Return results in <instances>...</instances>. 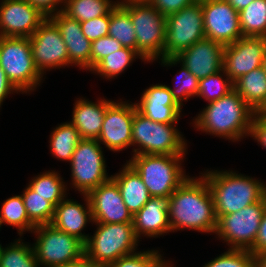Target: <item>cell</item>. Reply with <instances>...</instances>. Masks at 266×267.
<instances>
[{
  "mask_svg": "<svg viewBox=\"0 0 266 267\" xmlns=\"http://www.w3.org/2000/svg\"><path fill=\"white\" fill-rule=\"evenodd\" d=\"M169 222L171 233L192 230L213 234L217 218L206 179L199 175L188 176L174 191L169 201Z\"/></svg>",
  "mask_w": 266,
  "mask_h": 267,
  "instance_id": "6da1fadb",
  "label": "cell"
},
{
  "mask_svg": "<svg viewBox=\"0 0 266 267\" xmlns=\"http://www.w3.org/2000/svg\"><path fill=\"white\" fill-rule=\"evenodd\" d=\"M201 110L191 123L197 131L231 142L249 137L255 112L234 89Z\"/></svg>",
  "mask_w": 266,
  "mask_h": 267,
  "instance_id": "7a4b0ae2",
  "label": "cell"
},
{
  "mask_svg": "<svg viewBox=\"0 0 266 267\" xmlns=\"http://www.w3.org/2000/svg\"><path fill=\"white\" fill-rule=\"evenodd\" d=\"M233 170H207L201 174L213 198L215 215H229L261 201L266 196V183Z\"/></svg>",
  "mask_w": 266,
  "mask_h": 267,
  "instance_id": "3957f363",
  "label": "cell"
},
{
  "mask_svg": "<svg viewBox=\"0 0 266 267\" xmlns=\"http://www.w3.org/2000/svg\"><path fill=\"white\" fill-rule=\"evenodd\" d=\"M184 157L186 154H140L126 161L140 175L151 197H170L189 176L183 168Z\"/></svg>",
  "mask_w": 266,
  "mask_h": 267,
  "instance_id": "277c9868",
  "label": "cell"
},
{
  "mask_svg": "<svg viewBox=\"0 0 266 267\" xmlns=\"http://www.w3.org/2000/svg\"><path fill=\"white\" fill-rule=\"evenodd\" d=\"M85 243V256L98 267L113 264L120 257L137 252L138 243L133 223H98Z\"/></svg>",
  "mask_w": 266,
  "mask_h": 267,
  "instance_id": "5b68a950",
  "label": "cell"
},
{
  "mask_svg": "<svg viewBox=\"0 0 266 267\" xmlns=\"http://www.w3.org/2000/svg\"><path fill=\"white\" fill-rule=\"evenodd\" d=\"M131 132L132 155L188 153L187 139L178 129V125L154 122L139 113L136 106Z\"/></svg>",
  "mask_w": 266,
  "mask_h": 267,
  "instance_id": "8992f818",
  "label": "cell"
},
{
  "mask_svg": "<svg viewBox=\"0 0 266 267\" xmlns=\"http://www.w3.org/2000/svg\"><path fill=\"white\" fill-rule=\"evenodd\" d=\"M0 67L21 94H31L44 81L34 64L29 37L0 36Z\"/></svg>",
  "mask_w": 266,
  "mask_h": 267,
  "instance_id": "52a82bcc",
  "label": "cell"
},
{
  "mask_svg": "<svg viewBox=\"0 0 266 267\" xmlns=\"http://www.w3.org/2000/svg\"><path fill=\"white\" fill-rule=\"evenodd\" d=\"M130 14L137 40V52L148 63L163 58L166 41V17L148 1L122 5Z\"/></svg>",
  "mask_w": 266,
  "mask_h": 267,
  "instance_id": "ba28073f",
  "label": "cell"
},
{
  "mask_svg": "<svg viewBox=\"0 0 266 267\" xmlns=\"http://www.w3.org/2000/svg\"><path fill=\"white\" fill-rule=\"evenodd\" d=\"M32 244L39 267L65 266L85 255V243L55 228L52 224L36 226Z\"/></svg>",
  "mask_w": 266,
  "mask_h": 267,
  "instance_id": "9c48e42d",
  "label": "cell"
},
{
  "mask_svg": "<svg viewBox=\"0 0 266 267\" xmlns=\"http://www.w3.org/2000/svg\"><path fill=\"white\" fill-rule=\"evenodd\" d=\"M101 144L96 139H81L69 163L71 170L70 187L81 195H88L110 180L107 173L106 158Z\"/></svg>",
  "mask_w": 266,
  "mask_h": 267,
  "instance_id": "30bf717a",
  "label": "cell"
},
{
  "mask_svg": "<svg viewBox=\"0 0 266 267\" xmlns=\"http://www.w3.org/2000/svg\"><path fill=\"white\" fill-rule=\"evenodd\" d=\"M266 209V196L235 213L220 216L214 235L229 249L250 250L254 246Z\"/></svg>",
  "mask_w": 266,
  "mask_h": 267,
  "instance_id": "8fae6325",
  "label": "cell"
},
{
  "mask_svg": "<svg viewBox=\"0 0 266 267\" xmlns=\"http://www.w3.org/2000/svg\"><path fill=\"white\" fill-rule=\"evenodd\" d=\"M205 38L200 0L166 17V41L163 58L176 57Z\"/></svg>",
  "mask_w": 266,
  "mask_h": 267,
  "instance_id": "7c38bea8",
  "label": "cell"
},
{
  "mask_svg": "<svg viewBox=\"0 0 266 267\" xmlns=\"http://www.w3.org/2000/svg\"><path fill=\"white\" fill-rule=\"evenodd\" d=\"M29 39L34 64L42 76L46 71L69 67L67 47L59 28L49 17Z\"/></svg>",
  "mask_w": 266,
  "mask_h": 267,
  "instance_id": "4fadbf2b",
  "label": "cell"
},
{
  "mask_svg": "<svg viewBox=\"0 0 266 267\" xmlns=\"http://www.w3.org/2000/svg\"><path fill=\"white\" fill-rule=\"evenodd\" d=\"M135 114V104L122 100L113 101L107 108L101 133L97 141L104 148L119 152L132 147V123Z\"/></svg>",
  "mask_w": 266,
  "mask_h": 267,
  "instance_id": "5bb4252c",
  "label": "cell"
},
{
  "mask_svg": "<svg viewBox=\"0 0 266 267\" xmlns=\"http://www.w3.org/2000/svg\"><path fill=\"white\" fill-rule=\"evenodd\" d=\"M205 38L228 45L241 38L239 12L226 0H200Z\"/></svg>",
  "mask_w": 266,
  "mask_h": 267,
  "instance_id": "9a60e30c",
  "label": "cell"
},
{
  "mask_svg": "<svg viewBox=\"0 0 266 267\" xmlns=\"http://www.w3.org/2000/svg\"><path fill=\"white\" fill-rule=\"evenodd\" d=\"M266 37L242 36L236 42L225 45L223 70L234 83L241 76L262 67Z\"/></svg>",
  "mask_w": 266,
  "mask_h": 267,
  "instance_id": "2e32d148",
  "label": "cell"
},
{
  "mask_svg": "<svg viewBox=\"0 0 266 267\" xmlns=\"http://www.w3.org/2000/svg\"><path fill=\"white\" fill-rule=\"evenodd\" d=\"M46 18L25 0H1L0 36L31 37Z\"/></svg>",
  "mask_w": 266,
  "mask_h": 267,
  "instance_id": "e0dca14e",
  "label": "cell"
},
{
  "mask_svg": "<svg viewBox=\"0 0 266 267\" xmlns=\"http://www.w3.org/2000/svg\"><path fill=\"white\" fill-rule=\"evenodd\" d=\"M88 198L94 222H133V215L125 206L119 186L112 178L93 189L88 194Z\"/></svg>",
  "mask_w": 266,
  "mask_h": 267,
  "instance_id": "ac0fdd59",
  "label": "cell"
},
{
  "mask_svg": "<svg viewBox=\"0 0 266 267\" xmlns=\"http://www.w3.org/2000/svg\"><path fill=\"white\" fill-rule=\"evenodd\" d=\"M134 104L139 113L154 122L178 124L182 117V107L175 101L169 86L165 84H152L143 91L140 101Z\"/></svg>",
  "mask_w": 266,
  "mask_h": 267,
  "instance_id": "d6986e66",
  "label": "cell"
},
{
  "mask_svg": "<svg viewBox=\"0 0 266 267\" xmlns=\"http://www.w3.org/2000/svg\"><path fill=\"white\" fill-rule=\"evenodd\" d=\"M224 47L219 42L204 38L176 58L200 80L223 69Z\"/></svg>",
  "mask_w": 266,
  "mask_h": 267,
  "instance_id": "ffe728a7",
  "label": "cell"
},
{
  "mask_svg": "<svg viewBox=\"0 0 266 267\" xmlns=\"http://www.w3.org/2000/svg\"><path fill=\"white\" fill-rule=\"evenodd\" d=\"M59 28L63 41L67 47L69 67L75 66L79 70L91 71V45L82 32L80 22L70 18L63 11L49 17Z\"/></svg>",
  "mask_w": 266,
  "mask_h": 267,
  "instance_id": "44dd1931",
  "label": "cell"
},
{
  "mask_svg": "<svg viewBox=\"0 0 266 267\" xmlns=\"http://www.w3.org/2000/svg\"><path fill=\"white\" fill-rule=\"evenodd\" d=\"M82 196L85 204L78 203L71 198L68 199V196L59 202L55 206L51 224L58 230L75 236L86 243L90 234H86L83 230L86 229L88 223L91 222L93 225L94 221L88 195Z\"/></svg>",
  "mask_w": 266,
  "mask_h": 267,
  "instance_id": "7402d4cb",
  "label": "cell"
},
{
  "mask_svg": "<svg viewBox=\"0 0 266 267\" xmlns=\"http://www.w3.org/2000/svg\"><path fill=\"white\" fill-rule=\"evenodd\" d=\"M170 197H151L144 206L133 215V227L136 237L158 238L171 232L169 222Z\"/></svg>",
  "mask_w": 266,
  "mask_h": 267,
  "instance_id": "603a6c76",
  "label": "cell"
},
{
  "mask_svg": "<svg viewBox=\"0 0 266 267\" xmlns=\"http://www.w3.org/2000/svg\"><path fill=\"white\" fill-rule=\"evenodd\" d=\"M101 98L92 102L80 97L73 104L70 122L78 130L81 139L97 140L101 133L106 108L114 101Z\"/></svg>",
  "mask_w": 266,
  "mask_h": 267,
  "instance_id": "cb8c5ba5",
  "label": "cell"
},
{
  "mask_svg": "<svg viewBox=\"0 0 266 267\" xmlns=\"http://www.w3.org/2000/svg\"><path fill=\"white\" fill-rule=\"evenodd\" d=\"M112 179L119 186L123 202L132 215L136 214L151 198L140 175L126 161L121 170Z\"/></svg>",
  "mask_w": 266,
  "mask_h": 267,
  "instance_id": "d4e9b609",
  "label": "cell"
},
{
  "mask_svg": "<svg viewBox=\"0 0 266 267\" xmlns=\"http://www.w3.org/2000/svg\"><path fill=\"white\" fill-rule=\"evenodd\" d=\"M234 90L257 113L266 102V71L258 67L241 76L234 83Z\"/></svg>",
  "mask_w": 266,
  "mask_h": 267,
  "instance_id": "484cf974",
  "label": "cell"
},
{
  "mask_svg": "<svg viewBox=\"0 0 266 267\" xmlns=\"http://www.w3.org/2000/svg\"><path fill=\"white\" fill-rule=\"evenodd\" d=\"M50 154L60 161L70 163L81 137L70 121L58 124L50 133Z\"/></svg>",
  "mask_w": 266,
  "mask_h": 267,
  "instance_id": "4316f807",
  "label": "cell"
},
{
  "mask_svg": "<svg viewBox=\"0 0 266 267\" xmlns=\"http://www.w3.org/2000/svg\"><path fill=\"white\" fill-rule=\"evenodd\" d=\"M66 183L58 171L48 170L32 177L28 186L56 206L68 196Z\"/></svg>",
  "mask_w": 266,
  "mask_h": 267,
  "instance_id": "83f0119b",
  "label": "cell"
},
{
  "mask_svg": "<svg viewBox=\"0 0 266 267\" xmlns=\"http://www.w3.org/2000/svg\"><path fill=\"white\" fill-rule=\"evenodd\" d=\"M141 59L147 63L143 57L129 47H123L120 50L109 54L101 60L90 72L101 76L109 81L115 79L120 74L124 73L127 67H130L135 59ZM111 79V80H110Z\"/></svg>",
  "mask_w": 266,
  "mask_h": 267,
  "instance_id": "f1b7e54d",
  "label": "cell"
},
{
  "mask_svg": "<svg viewBox=\"0 0 266 267\" xmlns=\"http://www.w3.org/2000/svg\"><path fill=\"white\" fill-rule=\"evenodd\" d=\"M163 67H173L180 64L181 68L177 72L178 76L175 77L176 86L174 88L169 86V89L173 95L175 101L183 108L184 102H187L190 98L197 97L199 79L194 76L176 57H168L158 59Z\"/></svg>",
  "mask_w": 266,
  "mask_h": 267,
  "instance_id": "f546056e",
  "label": "cell"
},
{
  "mask_svg": "<svg viewBox=\"0 0 266 267\" xmlns=\"http://www.w3.org/2000/svg\"><path fill=\"white\" fill-rule=\"evenodd\" d=\"M115 6L114 0H65L63 12L81 23L108 15Z\"/></svg>",
  "mask_w": 266,
  "mask_h": 267,
  "instance_id": "4dcf8cb0",
  "label": "cell"
},
{
  "mask_svg": "<svg viewBox=\"0 0 266 267\" xmlns=\"http://www.w3.org/2000/svg\"><path fill=\"white\" fill-rule=\"evenodd\" d=\"M108 35L115 38L123 47L137 51L135 28L129 12L122 5H116L110 12Z\"/></svg>",
  "mask_w": 266,
  "mask_h": 267,
  "instance_id": "1f68e13d",
  "label": "cell"
},
{
  "mask_svg": "<svg viewBox=\"0 0 266 267\" xmlns=\"http://www.w3.org/2000/svg\"><path fill=\"white\" fill-rule=\"evenodd\" d=\"M0 219L2 225L6 224L16 227L18 231L17 233L20 237H22L26 231L32 233L35 228V226L29 221L21 194L11 196L2 203L0 209Z\"/></svg>",
  "mask_w": 266,
  "mask_h": 267,
  "instance_id": "d6a6232c",
  "label": "cell"
},
{
  "mask_svg": "<svg viewBox=\"0 0 266 267\" xmlns=\"http://www.w3.org/2000/svg\"><path fill=\"white\" fill-rule=\"evenodd\" d=\"M243 36L266 37V0H254L239 11Z\"/></svg>",
  "mask_w": 266,
  "mask_h": 267,
  "instance_id": "836d02e7",
  "label": "cell"
},
{
  "mask_svg": "<svg viewBox=\"0 0 266 267\" xmlns=\"http://www.w3.org/2000/svg\"><path fill=\"white\" fill-rule=\"evenodd\" d=\"M29 221L36 227L51 224L55 206L44 197L33 191L28 185L21 194Z\"/></svg>",
  "mask_w": 266,
  "mask_h": 267,
  "instance_id": "e575fe53",
  "label": "cell"
},
{
  "mask_svg": "<svg viewBox=\"0 0 266 267\" xmlns=\"http://www.w3.org/2000/svg\"><path fill=\"white\" fill-rule=\"evenodd\" d=\"M23 241L19 237L3 248L0 267H39L32 244Z\"/></svg>",
  "mask_w": 266,
  "mask_h": 267,
  "instance_id": "d590c367",
  "label": "cell"
},
{
  "mask_svg": "<svg viewBox=\"0 0 266 267\" xmlns=\"http://www.w3.org/2000/svg\"><path fill=\"white\" fill-rule=\"evenodd\" d=\"M234 89L233 82L222 69L199 80L197 97L203 98L207 103L216 101Z\"/></svg>",
  "mask_w": 266,
  "mask_h": 267,
  "instance_id": "8d00e7d4",
  "label": "cell"
},
{
  "mask_svg": "<svg viewBox=\"0 0 266 267\" xmlns=\"http://www.w3.org/2000/svg\"><path fill=\"white\" fill-rule=\"evenodd\" d=\"M202 267H254V254L244 249H229Z\"/></svg>",
  "mask_w": 266,
  "mask_h": 267,
  "instance_id": "74e56055",
  "label": "cell"
},
{
  "mask_svg": "<svg viewBox=\"0 0 266 267\" xmlns=\"http://www.w3.org/2000/svg\"><path fill=\"white\" fill-rule=\"evenodd\" d=\"M157 249L137 251L133 254L120 257L113 264L105 267H158L164 260L163 254Z\"/></svg>",
  "mask_w": 266,
  "mask_h": 267,
  "instance_id": "f35d334b",
  "label": "cell"
},
{
  "mask_svg": "<svg viewBox=\"0 0 266 267\" xmlns=\"http://www.w3.org/2000/svg\"><path fill=\"white\" fill-rule=\"evenodd\" d=\"M123 48L122 44L110 35L92 41L91 70L106 56Z\"/></svg>",
  "mask_w": 266,
  "mask_h": 267,
  "instance_id": "ab89813d",
  "label": "cell"
},
{
  "mask_svg": "<svg viewBox=\"0 0 266 267\" xmlns=\"http://www.w3.org/2000/svg\"><path fill=\"white\" fill-rule=\"evenodd\" d=\"M109 23L110 13L108 15L99 16L94 19L81 22L80 26L85 37L92 42L108 35Z\"/></svg>",
  "mask_w": 266,
  "mask_h": 267,
  "instance_id": "60d3db41",
  "label": "cell"
},
{
  "mask_svg": "<svg viewBox=\"0 0 266 267\" xmlns=\"http://www.w3.org/2000/svg\"><path fill=\"white\" fill-rule=\"evenodd\" d=\"M164 17L175 14L179 10L192 5L197 0H147Z\"/></svg>",
  "mask_w": 266,
  "mask_h": 267,
  "instance_id": "b9f144b4",
  "label": "cell"
},
{
  "mask_svg": "<svg viewBox=\"0 0 266 267\" xmlns=\"http://www.w3.org/2000/svg\"><path fill=\"white\" fill-rule=\"evenodd\" d=\"M37 8L46 17L63 11L65 0H25Z\"/></svg>",
  "mask_w": 266,
  "mask_h": 267,
  "instance_id": "7bdbcfd3",
  "label": "cell"
},
{
  "mask_svg": "<svg viewBox=\"0 0 266 267\" xmlns=\"http://www.w3.org/2000/svg\"><path fill=\"white\" fill-rule=\"evenodd\" d=\"M249 136L266 149V117L254 114Z\"/></svg>",
  "mask_w": 266,
  "mask_h": 267,
  "instance_id": "ee69618b",
  "label": "cell"
},
{
  "mask_svg": "<svg viewBox=\"0 0 266 267\" xmlns=\"http://www.w3.org/2000/svg\"><path fill=\"white\" fill-rule=\"evenodd\" d=\"M249 251H251L254 255L266 252V209L260 223L254 246Z\"/></svg>",
  "mask_w": 266,
  "mask_h": 267,
  "instance_id": "f6af8a7d",
  "label": "cell"
},
{
  "mask_svg": "<svg viewBox=\"0 0 266 267\" xmlns=\"http://www.w3.org/2000/svg\"><path fill=\"white\" fill-rule=\"evenodd\" d=\"M20 92L12 85L8 80V77L5 75L4 70L0 67V108L3 105V102L9 95Z\"/></svg>",
  "mask_w": 266,
  "mask_h": 267,
  "instance_id": "bcb514c9",
  "label": "cell"
},
{
  "mask_svg": "<svg viewBox=\"0 0 266 267\" xmlns=\"http://www.w3.org/2000/svg\"><path fill=\"white\" fill-rule=\"evenodd\" d=\"M67 267H98L96 264L91 262L85 255L77 261L67 264Z\"/></svg>",
  "mask_w": 266,
  "mask_h": 267,
  "instance_id": "7dc6e473",
  "label": "cell"
},
{
  "mask_svg": "<svg viewBox=\"0 0 266 267\" xmlns=\"http://www.w3.org/2000/svg\"><path fill=\"white\" fill-rule=\"evenodd\" d=\"M238 12L243 10L254 0H226Z\"/></svg>",
  "mask_w": 266,
  "mask_h": 267,
  "instance_id": "c3c4849f",
  "label": "cell"
},
{
  "mask_svg": "<svg viewBox=\"0 0 266 267\" xmlns=\"http://www.w3.org/2000/svg\"><path fill=\"white\" fill-rule=\"evenodd\" d=\"M254 267H266V252L254 255Z\"/></svg>",
  "mask_w": 266,
  "mask_h": 267,
  "instance_id": "681fc988",
  "label": "cell"
},
{
  "mask_svg": "<svg viewBox=\"0 0 266 267\" xmlns=\"http://www.w3.org/2000/svg\"><path fill=\"white\" fill-rule=\"evenodd\" d=\"M139 1H147V0H116V5H123L130 2H139Z\"/></svg>",
  "mask_w": 266,
  "mask_h": 267,
  "instance_id": "f907efd6",
  "label": "cell"
},
{
  "mask_svg": "<svg viewBox=\"0 0 266 267\" xmlns=\"http://www.w3.org/2000/svg\"><path fill=\"white\" fill-rule=\"evenodd\" d=\"M172 261L168 260H163L158 267H174V265H172Z\"/></svg>",
  "mask_w": 266,
  "mask_h": 267,
  "instance_id": "816d5d0a",
  "label": "cell"
},
{
  "mask_svg": "<svg viewBox=\"0 0 266 267\" xmlns=\"http://www.w3.org/2000/svg\"><path fill=\"white\" fill-rule=\"evenodd\" d=\"M257 114L266 117V102L262 106V108L257 112Z\"/></svg>",
  "mask_w": 266,
  "mask_h": 267,
  "instance_id": "f5cc1de1",
  "label": "cell"
},
{
  "mask_svg": "<svg viewBox=\"0 0 266 267\" xmlns=\"http://www.w3.org/2000/svg\"><path fill=\"white\" fill-rule=\"evenodd\" d=\"M262 67L266 71V50L264 52V59H263Z\"/></svg>",
  "mask_w": 266,
  "mask_h": 267,
  "instance_id": "db71d44e",
  "label": "cell"
},
{
  "mask_svg": "<svg viewBox=\"0 0 266 267\" xmlns=\"http://www.w3.org/2000/svg\"><path fill=\"white\" fill-rule=\"evenodd\" d=\"M3 246H2V244H0V258H1V254H2V250H3Z\"/></svg>",
  "mask_w": 266,
  "mask_h": 267,
  "instance_id": "11a10c76",
  "label": "cell"
}]
</instances>
